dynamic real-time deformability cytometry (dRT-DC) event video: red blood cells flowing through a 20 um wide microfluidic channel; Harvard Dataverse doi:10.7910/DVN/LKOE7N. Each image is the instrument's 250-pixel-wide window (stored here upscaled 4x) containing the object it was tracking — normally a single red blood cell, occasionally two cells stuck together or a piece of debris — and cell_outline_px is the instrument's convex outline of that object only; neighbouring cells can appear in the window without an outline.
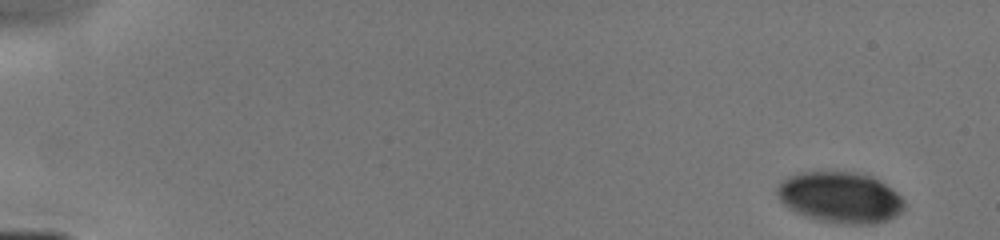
{"species": "human", "species_latin": "Homo sapiens", "temperature_condition": "cold", "stored_images_in_passage": 45, "camera_frame_rate_fps": 3000, "um_per_image_px": 0.085, "donor": {"sex": "male"}, "frame": {"image": 1, "passage_image": 1, "time_ms": 0.0, "image_size_px": [1000, 240], "cell_outline_px": [[904, 212], [888, 220], [876, 224], [840, 224], [816, 220], [804, 216], [788, 208], [780, 200], [776, 192], [776, 188], [780, 180], [788, 176], [800, 172], [856, 172], [872, 176], [880, 180], [892, 188], [904, 200]], "centroid_in_image_um": [71.42, 16.79], "position_along_channel_um": 13.6, "area_um2": 38.38}}
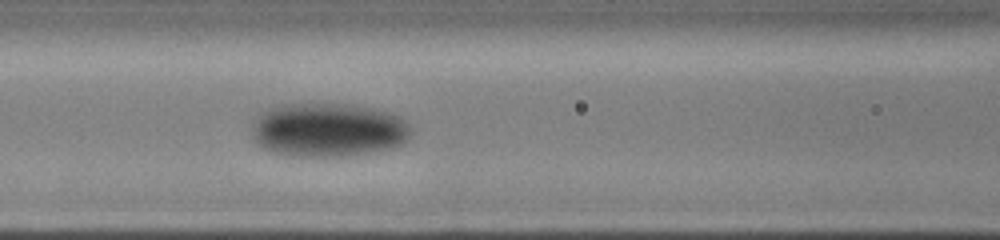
{"frame": {"image": 2, "passage_image": 25, "time_ms": 6.667, "image_size_px": [1000, 240], "cell_outline_px": [[408, 136], [404, 144], [388, 148], [340, 156], [296, 156], [272, 152], [260, 148], [256, 144], [252, 136], [252, 124], [256, 116], [272, 108], [284, 104], [348, 104], [372, 108], [388, 112], [400, 116], [408, 124]], "centroid_in_image_um": [27.83, 11.04], "position_along_channel_um": 138.8, "area_um2": 49.59}}
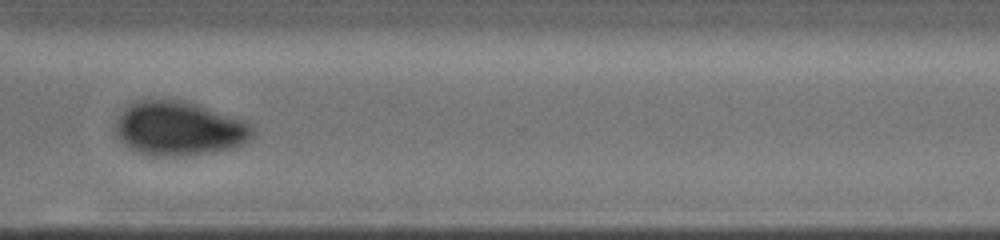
{"frame": {"image": 3, "passage_image": 44, "time_ms": 11.667, "image_size_px": [1000, 240], "cell_outline_px": [[252, 136], [248, 140], [236, 148], [212, 152], [184, 156], [152, 156], [140, 152], [124, 144], [116, 136], [112, 128], [120, 112], [128, 104], [140, 100], [180, 100], [196, 104], [244, 120], [252, 124]], "centroid_in_image_um": [15.18, 10.93], "position_along_channel_um": 355.4, "area_um2": 43.47}}